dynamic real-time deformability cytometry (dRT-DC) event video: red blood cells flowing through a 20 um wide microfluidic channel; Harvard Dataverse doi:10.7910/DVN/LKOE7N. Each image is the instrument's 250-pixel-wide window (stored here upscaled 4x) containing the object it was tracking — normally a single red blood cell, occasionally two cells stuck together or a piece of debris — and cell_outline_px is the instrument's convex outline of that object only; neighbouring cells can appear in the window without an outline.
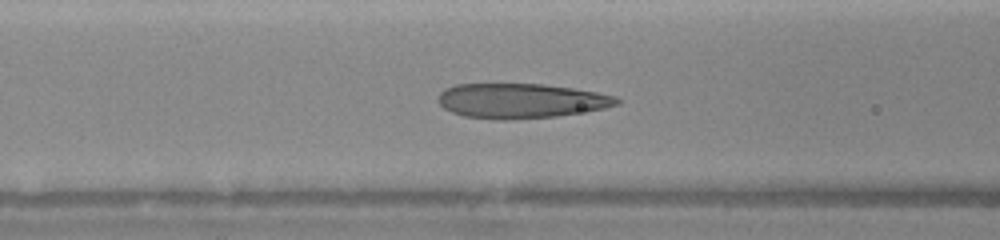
{"species": "human", "species_latin": "Homo sapiens", "temperature_condition": "warm", "stored_images_in_passage": 52, "camera_frame_rate_fps": 3000, "um_per_image_px": 0.085, "donor": {"sex": "female"}, "frame": {"image": 1, "passage_image": 16, "time_ms": 3.333, "image_size_px": [1000, 240], "cell_outline_px": [[620, 104], [604, 108], [556, 116], [508, 120], [504, 120], [464, 116], [452, 112], [444, 108], [436, 100], [440, 92], [444, 88], [456, 84], [540, 84], [572, 88], [596, 92], [616, 96], [620, 100]], "centroid_in_image_um": [44.24, 8.56], "position_along_channel_um": 122.4, "area_um2": 36.13}}
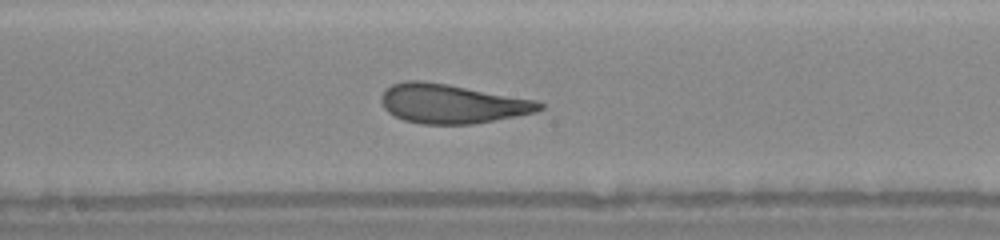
{"frame": {"image": 2, "passage_image": 27, "time_ms": 5.333, "image_size_px": [1000, 240], "cell_outline_px": [[544, 108], [532, 112], [472, 124], [420, 124], [404, 120], [388, 112], [384, 108], [380, 100], [380, 96], [392, 84], [404, 80], [424, 80], [448, 84], [536, 100], [544, 104]], "centroid_in_image_um": [38.35, 8.8], "position_along_channel_um": 209.8, "area_um2": 35.89}}
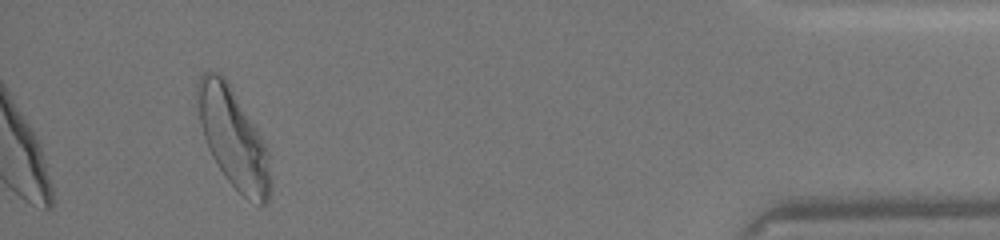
{"frame": {"image": 3, "passage_image": 52, "time_ms": 11.333, "image_size_px": [1000, 240], "cell_outline_px": [[272, 188], [268, 200], [264, 204], [260, 204], [248, 200], [224, 176], [212, 156], [208, 148], [200, 124], [196, 96], [196, 80], [204, 72], [220, 72], [224, 76], [264, 140], [268, 148], [272, 180]], "centroid_in_image_um": [19.84, 11.74], "position_along_channel_um": 415.4, "area_um2": 42.31}}